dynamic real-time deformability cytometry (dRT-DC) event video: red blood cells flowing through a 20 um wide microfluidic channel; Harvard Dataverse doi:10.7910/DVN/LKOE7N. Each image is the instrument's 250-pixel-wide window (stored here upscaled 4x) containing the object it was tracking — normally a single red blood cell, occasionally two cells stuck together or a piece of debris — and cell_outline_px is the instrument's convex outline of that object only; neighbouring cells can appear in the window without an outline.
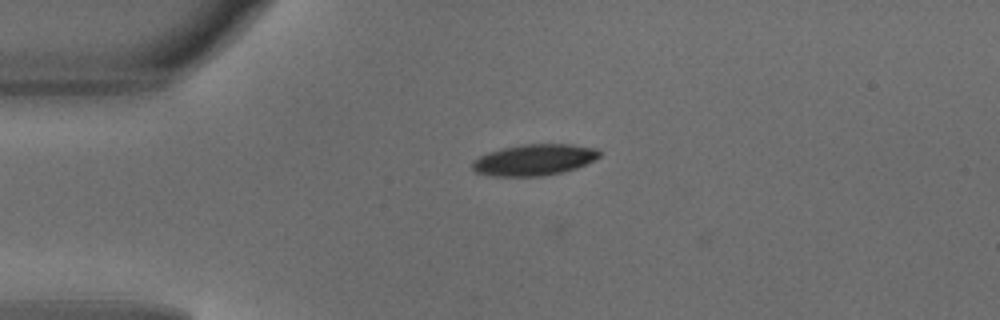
{"species": "common noctule bat (a hibernating species)", "species_latin": "Nyctalus noctula", "temperature_condition": "warm", "stored_images_in_passage": 30, "camera_frame_rate_fps": 3000, "um_per_image_px": 0.085, "animal": {"sex": "male", "body_mass_g": 18.8}, "frame": {"image": 1, "passage_image": 1, "time_ms": 0.0, "image_size_px": [1000, 320], "cell_outline_px": [[600, 156], [596, 160], [576, 168], [564, 172], [540, 176], [492, 176], [476, 172], [472, 168], [472, 160], [488, 152], [504, 148], [524, 144], [572, 144], [596, 148], [600, 152]], "centroid_in_image_um": [45.43, 13.59], "position_along_channel_um": 39.6, "area_um2": 23.18}}
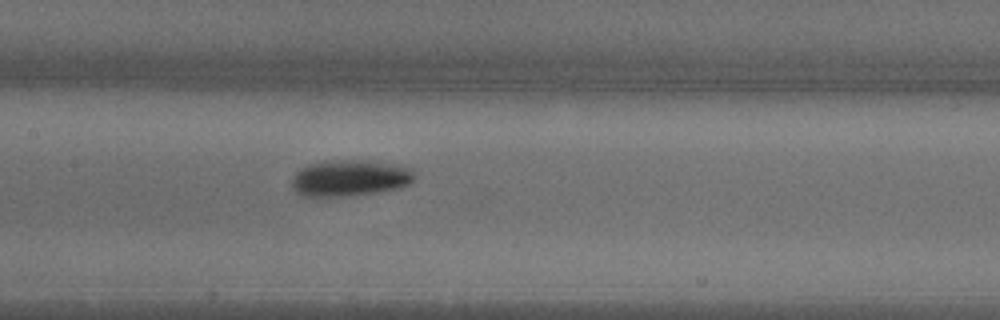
{"frame": {"image": 2, "passage_image": 13, "time_ms": 4.0, "image_size_px": [1000, 320], "cell_outline_px": [[416, 176], [408, 184], [396, 188], [380, 192], [348, 196], [300, 196], [292, 188], [292, 176], [300, 168], [308, 164], [328, 160], [360, 160], [388, 164], [412, 168]], "centroid_in_image_um": [29.68, 15.14], "position_along_channel_um": 177.7, "area_um2": 25.95}}
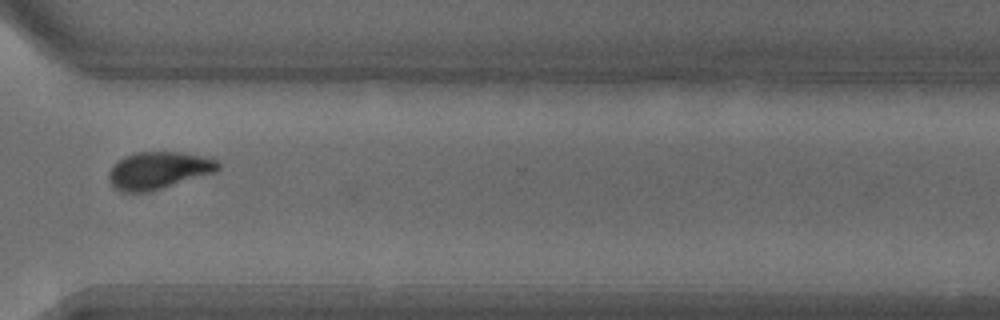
{"frame": {"image": 3, "passage_image": 26, "time_ms": 8.333, "image_size_px": [1000, 320], "cell_outline_px": [[220, 168], [216, 172], [148, 192], [124, 192], [116, 188], [108, 180], [108, 172], [124, 156], [136, 152], [180, 152], [212, 156], [220, 164]], "centroid_in_image_um": [13.53, 14.47], "position_along_channel_um": 357.1, "area_um2": 23.76}, "authors_computed_cell_mechanics": {"area_um2": 24.4783, "velocity_mm_per_s": 4.1421, "shape_relaxation_time_tau1_ms": 2.679, "shape_relaxation_time_tau2_ms": 7.3131, "deformation_change_tau1": 0.1509, "deformation_change_tau2": 0.104}}